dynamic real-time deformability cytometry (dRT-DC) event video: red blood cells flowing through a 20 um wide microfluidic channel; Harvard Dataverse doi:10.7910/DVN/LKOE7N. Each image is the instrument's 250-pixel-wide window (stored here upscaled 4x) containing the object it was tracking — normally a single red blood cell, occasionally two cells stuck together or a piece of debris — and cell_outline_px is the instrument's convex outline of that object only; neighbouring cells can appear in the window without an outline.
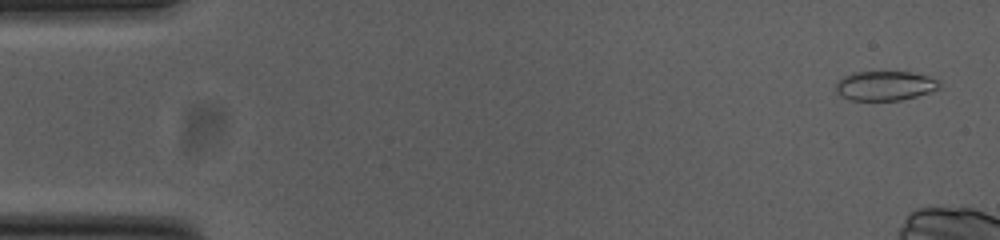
{"species": "common noctule bat (a hibernating species)", "species_latin": "Nyctalus noctula", "temperature_condition": "cold", "stored_images_in_passage": 11, "camera_frame_rate_fps": 3000, "um_per_image_px": 0.085, "animal": {"sex": "female", "body_mass_g": 23.0, "forearm_length_mm": 53.4}, "frame": {"image": 1, "passage_image": 2, "time_ms": 0.333, "image_size_px": [1000, 240], "cell_outline_px": [[940, 88], [916, 96], [900, 100], [852, 100], [840, 96], [836, 92], [836, 84], [844, 76], [852, 72], [912, 72], [928, 76], [940, 80]], "centroid_in_image_um": [75.23, 7.28], "position_along_channel_um": 9.8, "area_um2": 17.74}}